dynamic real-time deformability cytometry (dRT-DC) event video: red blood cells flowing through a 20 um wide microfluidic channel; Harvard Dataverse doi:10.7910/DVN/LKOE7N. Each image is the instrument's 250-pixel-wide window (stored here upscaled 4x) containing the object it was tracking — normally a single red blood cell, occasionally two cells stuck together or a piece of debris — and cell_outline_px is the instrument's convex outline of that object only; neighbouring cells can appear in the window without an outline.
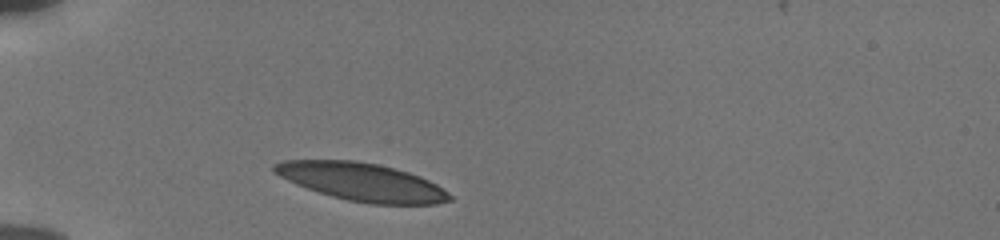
{"species": "human", "species_latin": "Homo sapiens", "temperature_condition": "cold", "stored_images_in_passage": 31, "camera_frame_rate_fps": 3000, "um_per_image_px": 0.085, "donor": {"sex": "male"}, "frame": {"image": 1, "passage_image": 1, "time_ms": 0.0, "image_size_px": [1000, 240], "cell_outline_px": [[452, 200], [436, 204], [372, 204], [348, 200], [332, 196], [296, 184], [272, 172], [272, 164], [280, 160], [356, 160], [376, 164], [408, 172], [420, 176], [436, 184], [448, 192], [452, 196]], "centroid_in_image_um": [30.74, 15.45], "position_along_channel_um": 54.3, "area_um2": 38.61}}
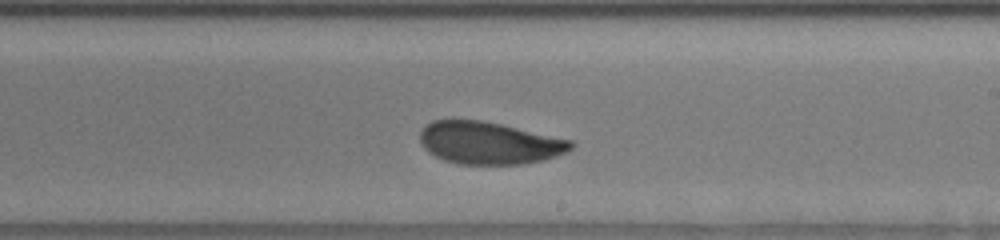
{"frame": {"image": 2, "passage_image": 18, "time_ms": 5.667, "image_size_px": [1000, 240], "cell_outline_px": [[576, 144], [572, 148], [556, 156], [544, 160], [524, 164], [456, 164], [444, 160], [428, 152], [424, 148], [420, 140], [420, 132], [432, 120], [480, 120], [500, 124], [572, 140]], "centroid_in_image_um": [41.58, 12.16], "position_along_channel_um": 247.4, "area_um2": 37.11}}
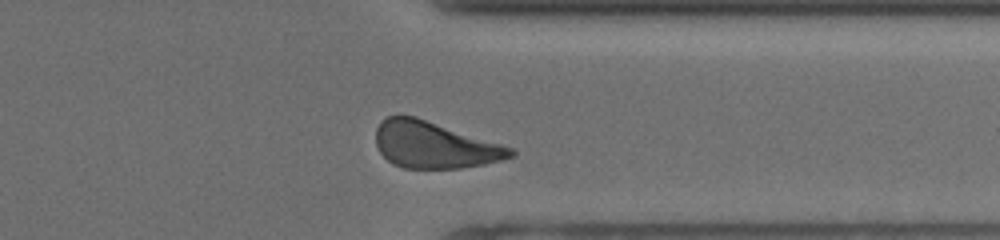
{"frame": {"image": 3, "passage_image": 28, "time_ms": 9.0, "image_size_px": [1000, 240], "cell_outline_px": [[516, 156], [484, 164], [460, 168], [404, 168], [392, 164], [380, 152], [376, 144], [376, 128], [380, 120], [388, 116], [416, 116], [512, 148], [516, 152]], "centroid_in_image_um": [36.89, 12.32], "position_along_channel_um": 374.5, "area_um2": 36.36}, "authors_computed_cell_mechanics": {"area_um2": 37.9168, "velocity_mm_per_s": 3.8035, "shape_relaxation_time_tau1_ms": 3.909, "shape_relaxation_time_tau2_ms": 1.2782, "deformation_change_tau1": 0.1261, "deformation_change_tau2": 0.0715}}